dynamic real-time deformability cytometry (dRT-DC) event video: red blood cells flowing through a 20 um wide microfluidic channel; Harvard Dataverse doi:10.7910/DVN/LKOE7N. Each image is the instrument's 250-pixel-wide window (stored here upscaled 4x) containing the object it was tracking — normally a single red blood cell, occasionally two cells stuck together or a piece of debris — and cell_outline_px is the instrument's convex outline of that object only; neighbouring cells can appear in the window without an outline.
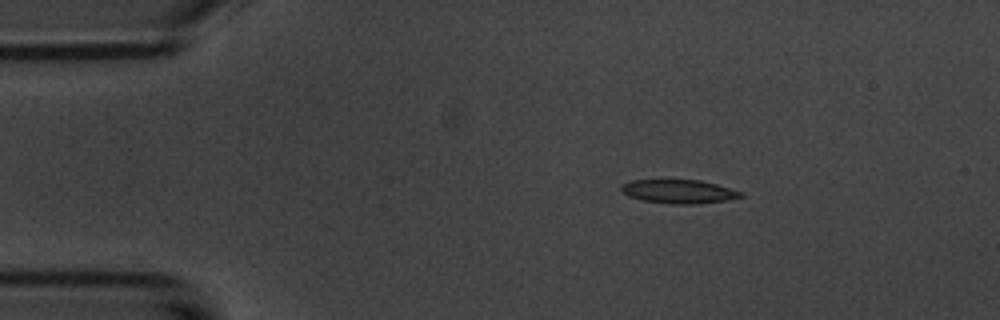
{"species": "common noctule bat (a hibernating species)", "species_latin": "Nyctalus noctula", "temperature_condition": "room temperature", "stored_images_in_passage": 5, "camera_frame_rate_fps": 3000, "um_per_image_px": 0.085, "animal": {"sex": "male", "body_mass_g": 20.1, "forearm_length_mm": 53.5}, "frame": {"image": 1, "passage_image": 2, "time_ms": 1.333, "image_size_px": [1000, 320], "cell_outline_px": [[744, 196], [728, 200], [696, 204], [672, 204], [640, 200], [628, 196], [620, 188], [620, 184], [632, 180], [700, 180], [716, 184], [744, 192]], "centroid_in_image_um": [57.7, 16.28], "position_along_channel_um": 27.3, "area_um2": 16.65}}
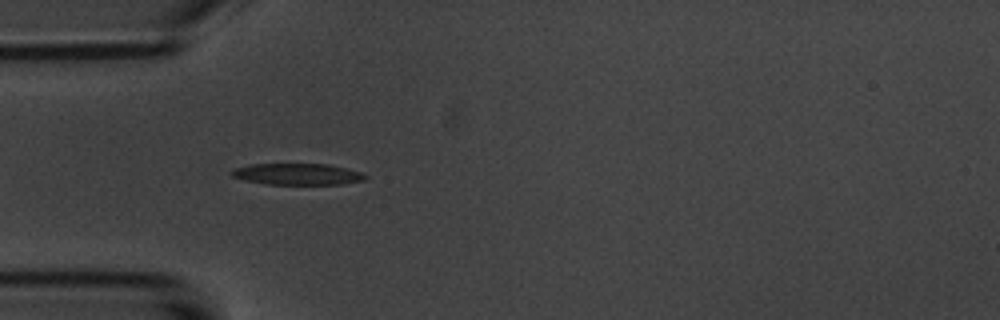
{"frame": {"image": 2, "passage_image": 4, "time_ms": 3.667, "image_size_px": [1000, 320], "cell_outline_px": [[368, 176], [364, 180], [340, 184], [268, 184], [248, 180], [232, 176], [228, 172], [232, 168], [248, 164], [328, 164], [360, 172]], "centroid_in_image_um": [25.23, 14.79], "position_along_channel_um": 59.8, "area_um2": 16.53}}